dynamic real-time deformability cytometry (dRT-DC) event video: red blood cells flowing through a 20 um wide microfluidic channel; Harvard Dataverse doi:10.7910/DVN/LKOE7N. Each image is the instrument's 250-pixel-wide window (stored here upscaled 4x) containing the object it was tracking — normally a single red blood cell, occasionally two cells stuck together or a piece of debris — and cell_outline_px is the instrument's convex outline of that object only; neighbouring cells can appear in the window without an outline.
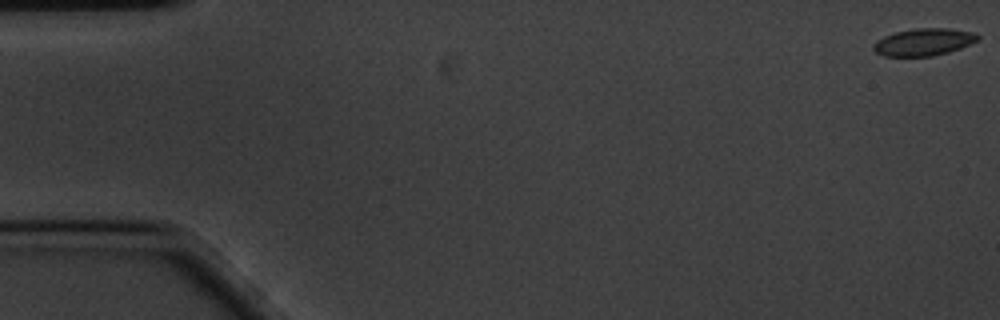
{"species": "common noctule bat (a hibernating species)", "species_latin": "Nyctalus noctula", "temperature_condition": "cold", "stored_images_in_passage": 15, "camera_frame_rate_fps": 3000, "um_per_image_px": 0.085, "animal": {"sex": "male", "body_mass_g": 20.1, "forearm_length_mm": 53.5}, "frame": {"image": 1, "passage_image": 1, "time_ms": 0.0, "image_size_px": [1000, 320], "cell_outline_px": [[980, 36], [976, 40], [960, 48], [948, 52], [932, 56], [884, 56], [876, 52], [872, 48], [872, 44], [876, 40], [884, 36], [896, 32], [916, 28], [948, 28], [976, 32]], "centroid_in_image_um": [78.49, 3.56], "position_along_channel_um": 6.5, "area_um2": 16.53}}